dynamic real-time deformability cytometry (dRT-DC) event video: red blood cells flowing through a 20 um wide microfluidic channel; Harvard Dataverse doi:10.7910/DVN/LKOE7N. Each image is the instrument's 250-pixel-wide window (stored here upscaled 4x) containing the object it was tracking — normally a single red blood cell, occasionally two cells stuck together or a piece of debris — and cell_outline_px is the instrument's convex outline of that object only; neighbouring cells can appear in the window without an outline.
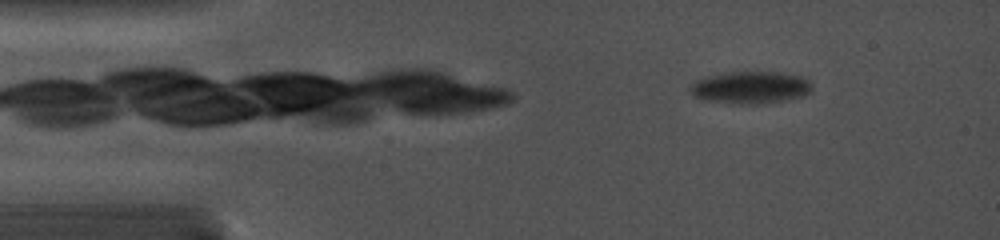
{"species": "common noctule bat (a hibernating species)", "species_latin": "Nyctalus noctula", "temperature_condition": "cold", "stored_images_in_passage": 40, "camera_frame_rate_fps": 5000, "um_per_image_px": 0.085, "animal": {"sex": "female", "body_mass_g": 19.0, "forearm_length_mm": 56.7}, "frame": {"image": 1, "passage_image": 2, "time_ms": 0.4, "image_size_px": [1000, 240], "cell_outline_px": [[812, 92], [804, 96], [788, 100], [760, 104], [732, 104], [704, 100], [692, 96], [688, 88], [696, 80], [708, 76], [732, 72], [780, 72], [800, 76], [808, 80], [812, 84]], "centroid_in_image_um": [63.8, 7.46], "position_along_channel_um": 21.2, "area_um2": 23.24}}
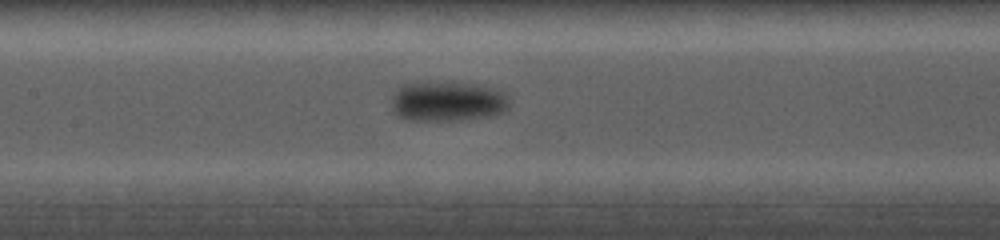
{"frame": {"image": 2, "passage_image": 22, "time_ms": 6.2, "image_size_px": [1000, 240], "cell_outline_px": [[508, 108], [504, 112], [492, 116], [460, 120], [408, 120], [396, 116], [392, 112], [392, 96], [396, 88], [404, 84], [416, 80], [436, 80], [484, 84], [504, 88], [508, 96]], "centroid_in_image_um": [38.06, 8.55], "position_along_channel_um": 169.3, "area_um2": 29.13}}
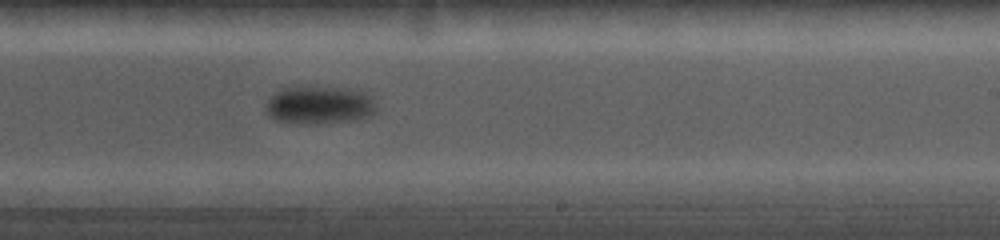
{"frame": {"image": 3, "passage_image": 38, "time_ms": 8.6, "image_size_px": [1000, 240], "cell_outline_px": [[376, 108], [372, 112], [364, 116], [348, 120], [312, 124], [300, 124], [276, 120], [268, 116], [268, 100], [276, 92], [288, 88], [344, 88], [360, 92], [372, 96]], "centroid_in_image_um": [27.12, 8.95], "position_along_channel_um": 261.9, "area_um2": 23.41}}